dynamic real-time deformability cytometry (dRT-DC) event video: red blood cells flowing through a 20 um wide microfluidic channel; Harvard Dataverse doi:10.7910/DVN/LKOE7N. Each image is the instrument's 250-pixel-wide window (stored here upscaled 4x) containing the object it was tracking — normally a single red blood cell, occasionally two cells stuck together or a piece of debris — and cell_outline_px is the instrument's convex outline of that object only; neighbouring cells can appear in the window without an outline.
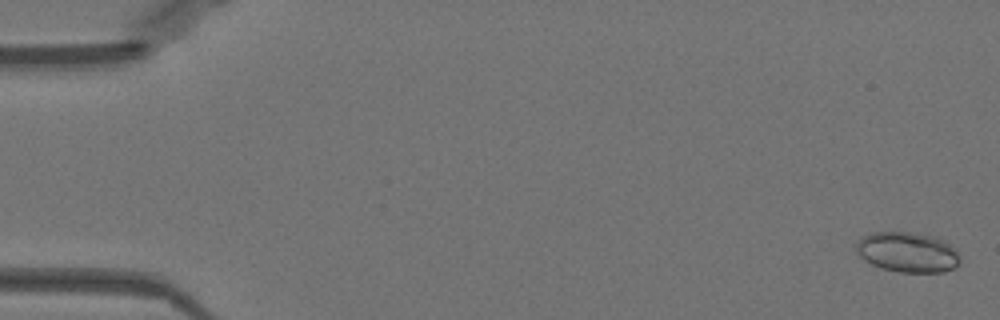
{"species": "Egyptian fruit bat (a non-hibernating species)", "species_latin": "Rousettus aegyptiacus", "temperature_condition": "warm", "stored_images_in_passage": 53, "camera_frame_rate_fps": 3000, "um_per_image_px": 0.085, "animal": {"sex": "female"}, "frame": {"image": 1, "passage_image": 2, "time_ms": 0.333, "image_size_px": [1000, 320], "cell_outline_px": [[960, 260], [952, 268], [940, 272], [900, 272], [884, 268], [872, 264], [864, 260], [856, 252], [856, 244], [864, 236], [872, 232], [908, 232], [936, 236], [944, 240], [956, 248], [960, 256]], "centroid_in_image_um": [77.16, 21.42], "position_along_channel_um": 7.8, "area_um2": 24.22}}
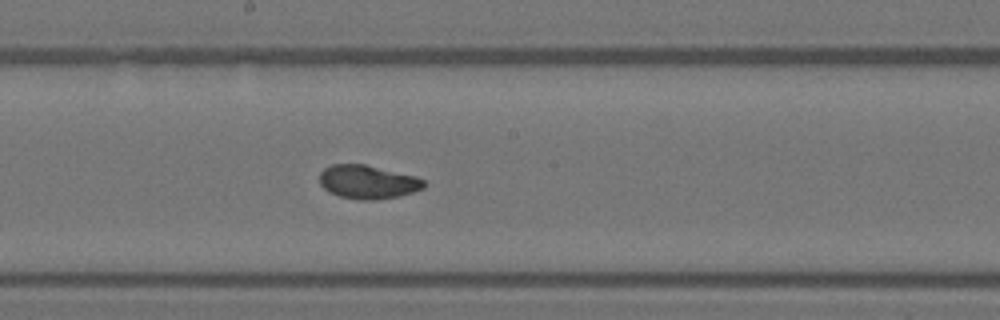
{"frame": {"image": 2, "passage_image": 29, "time_ms": 9.333, "image_size_px": [1000, 320], "cell_outline_px": [[428, 184], [424, 188], [400, 196], [376, 200], [360, 200], [340, 196], [328, 192], [320, 184], [320, 172], [324, 168], [332, 164], [364, 164], [416, 176], [424, 180]], "centroid_in_image_um": [31.28, 15.47], "position_along_channel_um": 216.9, "area_um2": 20.58}}
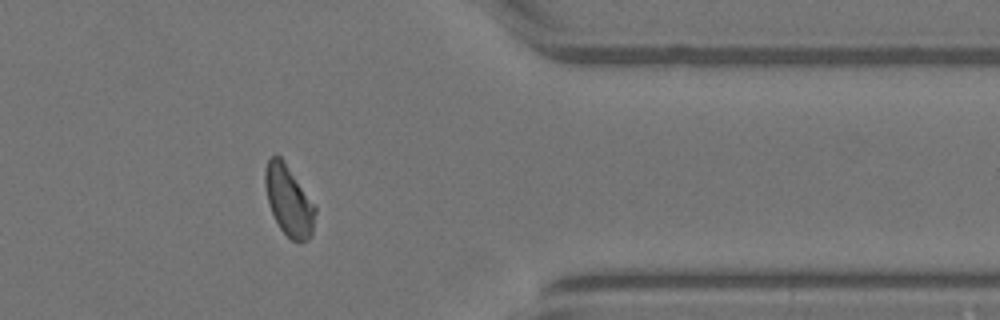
{"frame": {"image": 3, "passage_image": 43, "time_ms": 14.0, "image_size_px": [1000, 320], "cell_outline_px": [[316, 212], [312, 232], [308, 240], [300, 244], [292, 240], [280, 228], [272, 212], [268, 200], [264, 184], [264, 172], [268, 160], [272, 156], [280, 156], [284, 160], [316, 204]], "centroid_in_image_um": [24.58, 17.05], "position_along_channel_um": 386.8, "area_um2": 20.69}, "authors_computed_cell_mechanics": {"area_um2": 20.6924, "velocity_mm_per_s": 3.9734, "shape_relaxation_time_tau1_ms": 3.743, "shape_relaxation_time_tau2_ms": 2.4523, "deformation_change_tau1": 0.1326, "deformation_change_tau2": 0.0631}}